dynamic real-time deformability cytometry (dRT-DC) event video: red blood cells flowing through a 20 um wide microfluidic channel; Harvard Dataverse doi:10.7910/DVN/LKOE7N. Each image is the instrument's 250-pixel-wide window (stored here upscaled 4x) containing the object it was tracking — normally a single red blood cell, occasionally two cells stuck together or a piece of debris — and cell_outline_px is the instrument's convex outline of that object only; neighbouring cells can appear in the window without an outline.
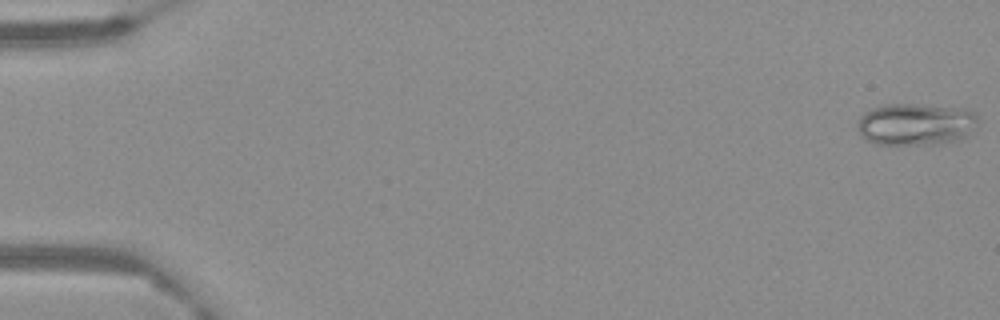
{"species": "Egyptian fruit bat (a non-hibernating species)", "species_latin": "Rousettus aegyptiacus", "temperature_condition": "warm", "stored_images_in_passage": 65, "camera_frame_rate_fps": 3000, "um_per_image_px": 0.085, "frame": {"image": 1, "passage_image": 1, "time_ms": 0.0, "image_size_px": [1000, 320], "cell_outline_px": [[980, 120], [964, 136], [956, 140], [932, 144], [876, 144], [868, 140], [860, 132], [860, 116], [864, 112], [872, 108], [884, 104], [912, 104], [964, 108], [976, 112]], "centroid_in_image_um": [77.87, 10.54], "position_along_channel_um": 7.1, "area_um2": 29.13}}
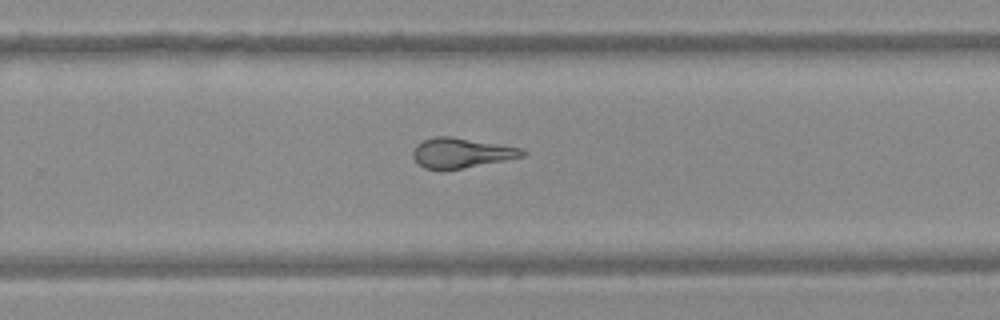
{"frame": {"image": 2, "passage_image": 43, "time_ms": 14.0, "image_size_px": [1000, 320], "cell_outline_px": [[528, 152], [524, 156], [504, 160], [460, 168], [424, 168], [412, 156], [412, 152], [416, 144], [424, 140], [436, 136], [452, 136], [520, 148]], "centroid_in_image_um": [39.2, 12.97], "position_along_channel_um": 290.6, "area_um2": 18.55}}
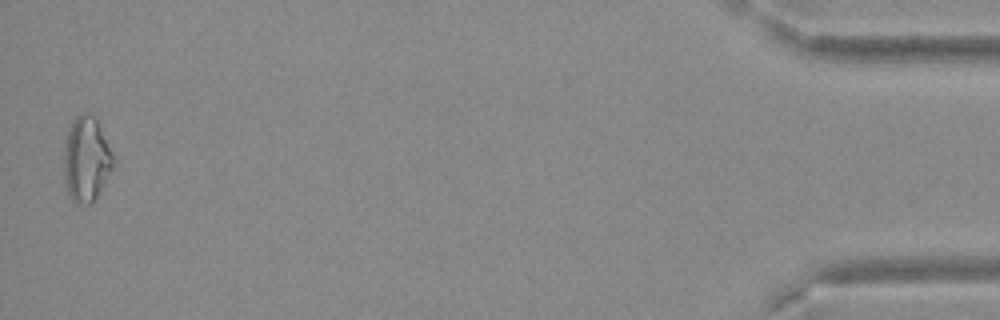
{"frame": {"image": 3, "passage_image": 64, "time_ms": 21.0, "image_size_px": [1000, 320], "cell_outline_px": [[116, 164], [96, 196], [88, 204], [76, 204], [68, 196], [64, 184], [64, 140], [68, 128], [72, 120], [80, 112], [92, 112], [96, 116], [116, 160]], "centroid_in_image_um": [7.33, 13.48], "position_along_channel_um": 427.9, "area_um2": 25.2}}